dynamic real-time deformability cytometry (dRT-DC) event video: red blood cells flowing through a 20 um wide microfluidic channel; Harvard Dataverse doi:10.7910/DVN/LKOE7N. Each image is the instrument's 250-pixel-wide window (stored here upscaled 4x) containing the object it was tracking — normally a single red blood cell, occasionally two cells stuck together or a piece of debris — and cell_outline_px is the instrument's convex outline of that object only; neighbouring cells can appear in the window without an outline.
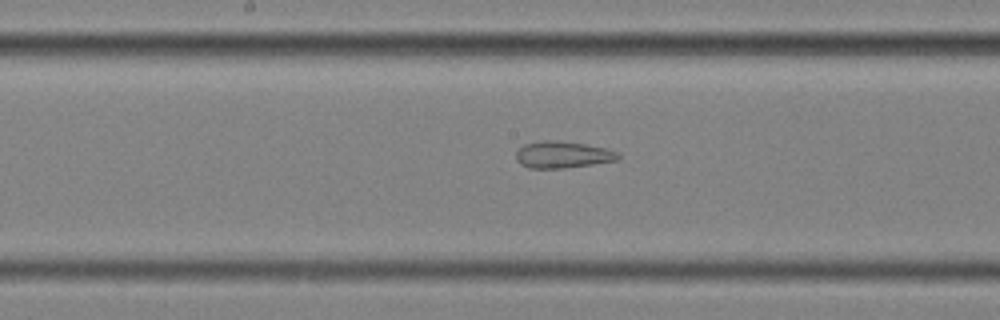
{"species": "common noctule bat (a hibernating species)", "species_latin": "Nyctalus noctula", "temperature_condition": "cold", "stored_images_in_passage": 57, "segment_of_instrument_passage": [2, 2], "camera_frame_rate_fps": 3000, "um_per_image_px": 0.085, "animal": {"sex": "female", "body_mass_g": 25.1}, "frame": {"image": 1, "passage_image": 30, "time_ms": 9.667, "image_size_px": [1000, 320], "cell_outline_px": [[620, 160], [564, 168], [528, 168], [520, 164], [516, 160], [516, 152], [524, 144], [544, 140], [556, 140], [584, 144], [604, 148], [620, 152]], "centroid_in_image_um": [47.83, 13.15], "position_along_channel_um": 200.4, "area_um2": 15.95}}
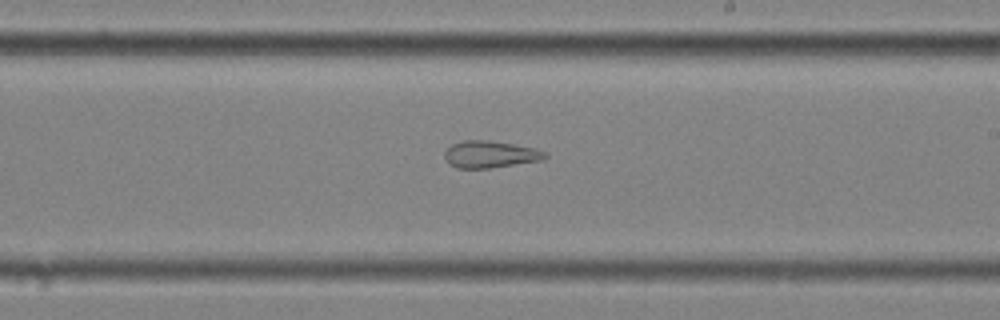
{"frame": {"image": 2, "passage_image": 34, "time_ms": 11.0, "image_size_px": [1000, 320], "cell_outline_px": [[548, 156], [544, 160], [488, 168], [456, 168], [448, 164], [444, 156], [444, 152], [452, 144], [464, 140], [488, 140], [512, 144], [532, 148], [548, 152]], "centroid_in_image_um": [41.66, 13.12], "position_along_channel_um": 247.3, "area_um2": 15.78}}
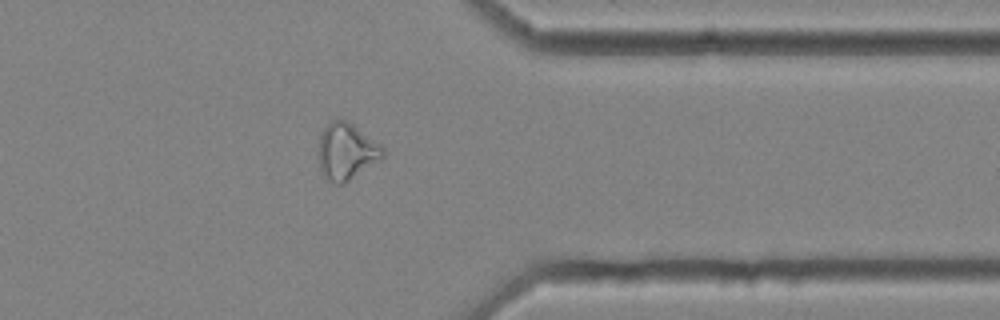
{"frame": {"image": 3, "passage_image": 46, "time_ms": 15.0, "image_size_px": [1000, 320], "cell_outline_px": [[384, 156], [380, 160], [344, 184], [336, 184], [324, 176], [320, 172], [316, 156], [320, 136], [324, 128], [332, 120], [348, 120], [380, 144], [384, 148]], "centroid_in_image_um": [29.42, 12.88], "position_along_channel_um": 382.0, "area_um2": 21.5}}